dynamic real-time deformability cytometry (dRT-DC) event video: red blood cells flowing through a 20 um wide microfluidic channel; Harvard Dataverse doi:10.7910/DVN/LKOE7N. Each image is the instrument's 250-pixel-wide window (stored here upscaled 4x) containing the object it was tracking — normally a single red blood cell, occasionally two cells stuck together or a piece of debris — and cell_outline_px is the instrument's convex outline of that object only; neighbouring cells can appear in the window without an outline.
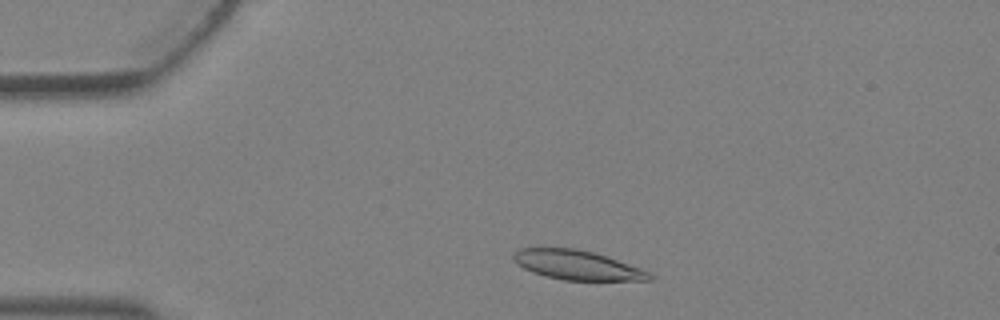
{"species": "Egyptian fruit bat (a non-hibernating species)", "species_latin": "Rousettus aegyptiacus", "temperature_condition": "warm", "stored_images_in_passage": 3, "camera_frame_rate_fps": 3000, "um_per_image_px": 0.085, "animal": {"sex": "female"}, "frame": {"image": 1, "passage_image": 1, "time_ms": 0.0, "image_size_px": [1000, 320], "cell_outline_px": [[652, 280], [564, 280], [544, 276], [532, 272], [516, 264], [512, 260], [512, 256], [520, 248], [576, 248], [592, 252], [640, 268], [648, 272], [652, 276]], "centroid_in_image_um": [48.99, 22.53], "position_along_channel_um": 36.0, "area_um2": 23.0}}
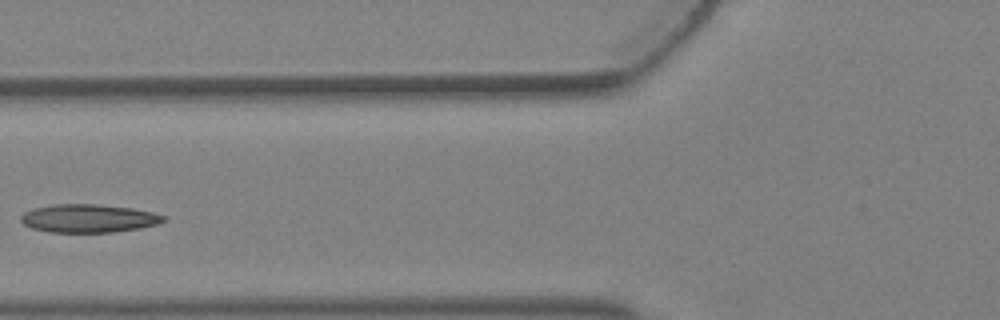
{"frame": {"image": 2, "passage_image": 3, "time_ms": 0.667, "image_size_px": [1000, 320], "cell_outline_px": [[168, 216], [164, 220], [156, 224], [140, 228], [112, 232], [48, 232], [32, 228], [24, 224], [20, 220], [20, 216], [24, 212], [32, 208], [52, 204], [96, 204], [132, 208], [152, 212]], "centroid_in_image_um": [7.5, 18.55], "position_along_channel_um": 118.3, "area_um2": 23.52}}